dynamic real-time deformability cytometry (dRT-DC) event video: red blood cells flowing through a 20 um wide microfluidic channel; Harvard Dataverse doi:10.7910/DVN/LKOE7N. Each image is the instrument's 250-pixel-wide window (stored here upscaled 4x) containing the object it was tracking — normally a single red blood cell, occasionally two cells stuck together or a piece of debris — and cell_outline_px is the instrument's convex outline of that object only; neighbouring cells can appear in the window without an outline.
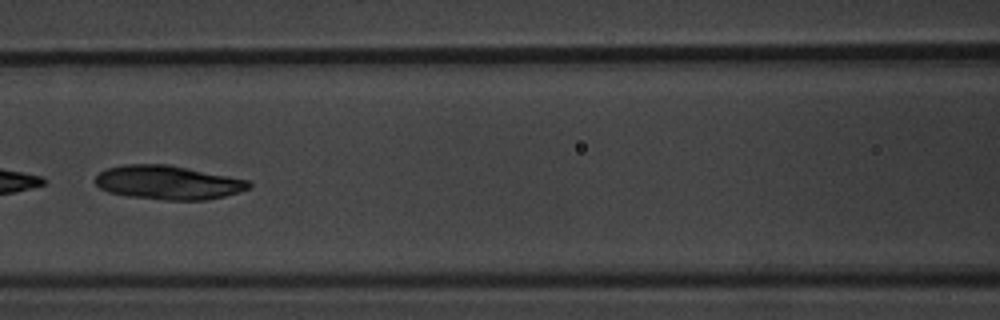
{"species": "common noctule bat (a hibernating species)", "species_latin": "Nyctalus noctula", "temperature_condition": "warm", "stored_images_in_passage": 7, "camera_frame_rate_fps": 3000, "um_per_image_px": 0.085, "animal": {"sex": "male", "body_mass_g": 20.1, "forearm_length_mm": 53.5}, "frame": {"image": 1, "passage_image": 7, "time_ms": 7.333, "image_size_px": [1000, 320], "cell_outline_px": [[252, 184], [248, 188], [240, 192], [208, 200], [164, 200], [128, 196], [108, 192], [100, 188], [96, 184], [96, 176], [100, 172], [108, 168], [124, 164], [168, 164], [248, 180]], "centroid_in_image_um": [14.28, 15.52], "position_along_channel_um": 152.3, "area_um2": 30.29}}